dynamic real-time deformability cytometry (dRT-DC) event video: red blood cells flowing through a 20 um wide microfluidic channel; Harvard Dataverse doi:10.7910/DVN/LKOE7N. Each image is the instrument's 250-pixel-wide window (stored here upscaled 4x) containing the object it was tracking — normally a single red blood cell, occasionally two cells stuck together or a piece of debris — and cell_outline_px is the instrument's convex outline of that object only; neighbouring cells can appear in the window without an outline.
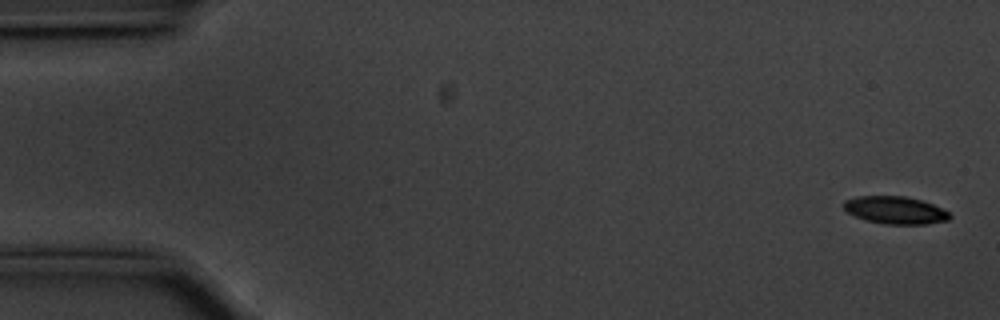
{"species": "common noctule bat (a hibernating species)", "species_latin": "Nyctalus noctula", "temperature_condition": "cold", "stored_images_in_passage": 57, "camera_frame_rate_fps": 3000, "um_per_image_px": 0.085, "animal": {"sex": "male", "body_mass_g": 20.1, "forearm_length_mm": 53.5}, "frame": {"image": 1, "passage_image": 2, "time_ms": 0.333, "image_size_px": [1000, 320], "cell_outline_px": [[952, 216], [948, 220], [928, 224], [884, 224], [864, 220], [848, 212], [844, 208], [844, 200], [856, 196], [904, 196], [920, 200], [932, 204], [948, 212]], "centroid_in_image_um": [76.08, 17.87], "position_along_channel_um": 8.9, "area_um2": 16.94}}
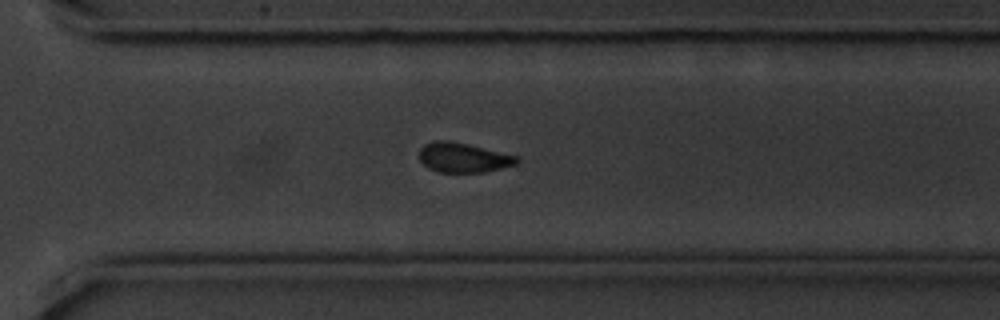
{"frame": {"image": 2, "passage_image": 40, "time_ms": 13.0, "image_size_px": [1000, 320], "cell_outline_px": [[520, 160], [516, 164], [484, 172], [440, 172], [428, 168], [420, 160], [420, 148], [424, 144], [432, 140], [448, 140], [468, 144], [520, 156]], "centroid_in_image_um": [39.39, 13.38], "position_along_channel_um": 331.2, "area_um2": 16.94}}
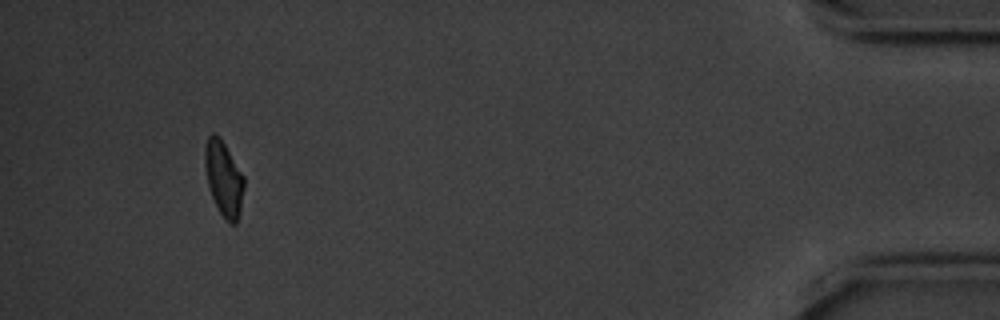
{"frame": {"image": 3, "passage_image": 53, "time_ms": 17.333, "image_size_px": [1000, 320], "cell_outline_px": [[244, 188], [240, 212], [236, 224], [228, 224], [224, 220], [212, 196], [208, 184], [204, 164], [204, 148], [208, 136], [212, 132], [216, 132], [220, 136], [244, 176]], "centroid_in_image_um": [19.01, 15.16], "position_along_channel_um": 416.2, "area_um2": 17.28}, "authors_computed_cell_mechanics": {"area_um2": 17.8024, "velocity_mm_per_s": 3.5396, "shape_relaxation_time_tau1_ms": 2.6475, "shape_relaxation_time_tau2_ms": 9.7675, "deformation_change_tau1": 0.101, "deformation_change_tau2": 0.1586}}